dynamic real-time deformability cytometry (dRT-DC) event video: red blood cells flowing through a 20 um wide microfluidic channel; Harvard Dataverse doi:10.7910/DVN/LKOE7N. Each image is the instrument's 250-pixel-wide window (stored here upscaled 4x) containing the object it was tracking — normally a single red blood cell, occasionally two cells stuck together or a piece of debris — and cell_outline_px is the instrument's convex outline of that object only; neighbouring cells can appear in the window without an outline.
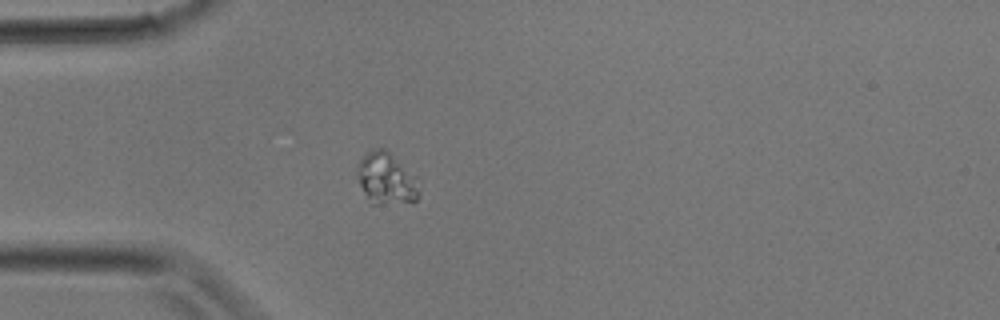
{"species": "common noctule bat (a hibernating species)", "species_latin": "Nyctalus noctula", "temperature_condition": "room temperature", "stored_images_in_passage": 25, "camera_frame_rate_fps": 3000, "um_per_image_px": 0.085, "animal": {"sex": "male", "body_mass_g": 17.9}, "frame": {"image": 1, "passage_image": 2, "time_ms": 0.333, "image_size_px": [1000, 320], "cell_outline_px": [[420, 196], [412, 204], [372, 204], [360, 184], [356, 172], [356, 168], [360, 160], [372, 148], [384, 148], [416, 176], [420, 192]], "centroid_in_image_um": [32.87, 15.22], "position_along_channel_um": 52.1, "area_um2": 18.79}}
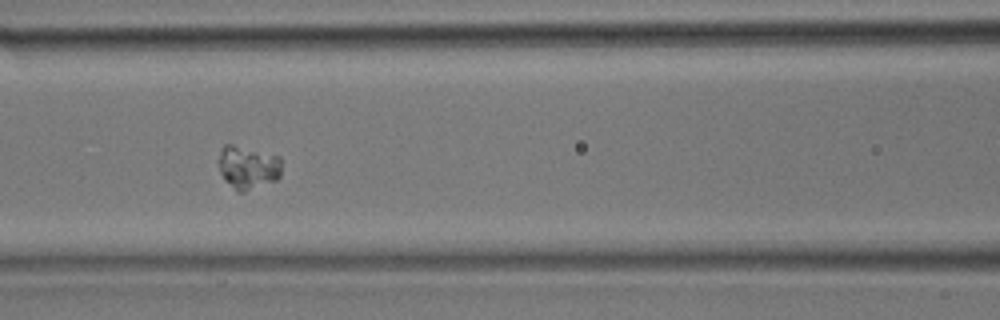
{"frame": {"image": 2, "passage_image": 7, "time_ms": 2.0, "image_size_px": [1000, 320], "cell_outline_px": [[280, 176], [276, 180], [244, 192], [236, 192], [224, 180], [216, 164], [216, 160], [220, 148], [224, 144], [232, 144], [280, 156]], "centroid_in_image_um": [21.0, 14.22], "position_along_channel_um": 145.6, "area_um2": 16.3}}
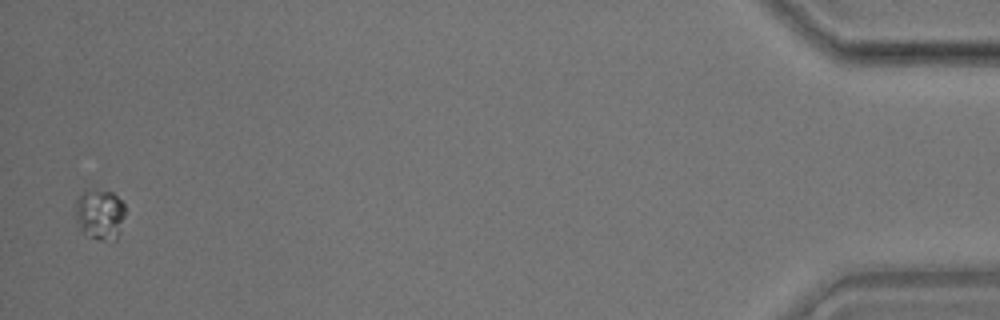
{"frame": {"image": 3, "passage_image": 25, "time_ms": 8.0, "image_size_px": [1000, 320], "cell_outline_px": [[124, 216], [116, 240], [100, 240], [84, 236], [76, 220], [76, 200], [84, 192], [112, 192], [124, 204]], "centroid_in_image_um": [8.48, 18.28], "position_along_channel_um": 426.7, "area_um2": 14.28}}